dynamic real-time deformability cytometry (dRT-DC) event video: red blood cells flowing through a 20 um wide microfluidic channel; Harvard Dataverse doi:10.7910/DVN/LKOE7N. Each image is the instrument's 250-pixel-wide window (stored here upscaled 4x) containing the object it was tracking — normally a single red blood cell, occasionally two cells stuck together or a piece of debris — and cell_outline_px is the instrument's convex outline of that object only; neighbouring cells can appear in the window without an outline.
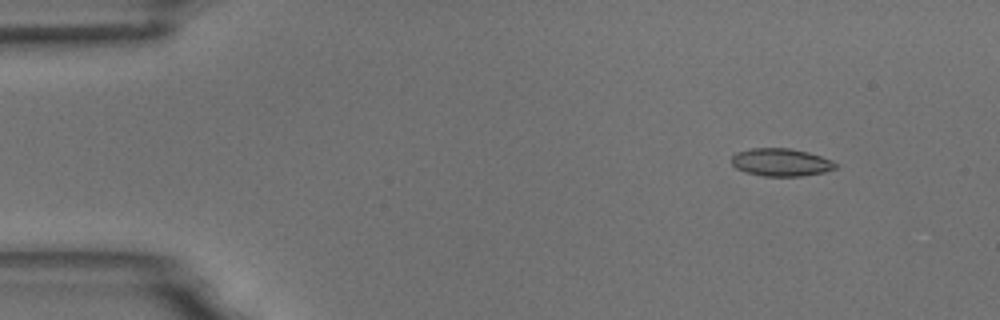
{"species": "common noctule bat (a hibernating species)", "species_latin": "Nyctalus noctula", "temperature_condition": "room temperature", "stored_images_in_passage": 5, "camera_frame_rate_fps": 3000, "um_per_image_px": 0.085, "animal": {"sex": "male", "body_mass_g": 18.8}, "frame": {"image": 1, "passage_image": 2, "time_ms": 1.333, "image_size_px": [1000, 320], "cell_outline_px": [[840, 164], [836, 168], [824, 172], [800, 176], [764, 176], [748, 172], [736, 168], [732, 164], [732, 156], [736, 152], [752, 148], [788, 148], [808, 152], [832, 160]], "centroid_in_image_um": [66.41, 13.79], "position_along_channel_um": 18.6, "area_um2": 16.76}}
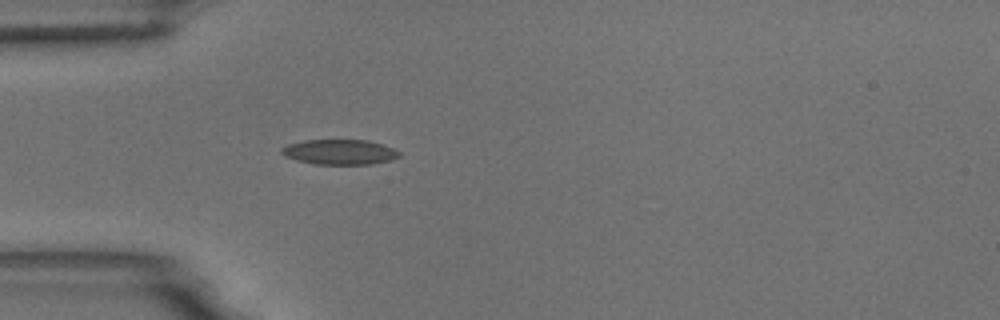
{"frame": {"image": 2, "passage_image": 5, "time_ms": 4.667, "image_size_px": [1000, 320], "cell_outline_px": [[400, 156], [392, 160], [368, 164], [316, 164], [296, 160], [284, 156], [280, 152], [280, 148], [288, 144], [304, 140], [368, 140], [384, 144], [400, 152]], "centroid_in_image_um": [28.86, 12.91], "position_along_channel_um": 56.1, "area_um2": 17.28}}